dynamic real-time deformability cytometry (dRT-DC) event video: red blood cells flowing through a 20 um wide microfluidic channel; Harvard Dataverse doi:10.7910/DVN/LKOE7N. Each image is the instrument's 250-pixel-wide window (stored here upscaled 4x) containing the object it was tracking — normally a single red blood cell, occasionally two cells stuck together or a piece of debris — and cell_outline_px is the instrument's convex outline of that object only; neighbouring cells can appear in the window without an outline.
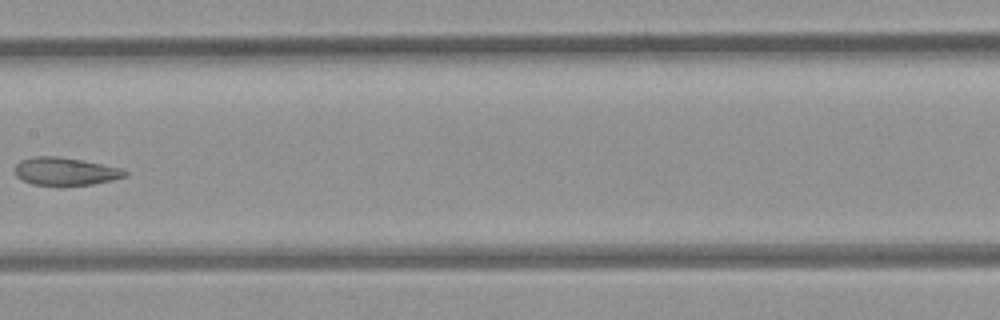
{"species": "common noctule bat (a hibernating species)", "species_latin": "Nyctalus noctula", "temperature_condition": "room temperature", "stored_images_in_passage": 7, "camera_frame_rate_fps": 3000, "um_per_image_px": 0.085, "animal": {"sex": "female", "body_mass_g": 21.9}, "frame": {"image": 1, "passage_image": 6, "time_ms": 6.0, "image_size_px": [1000, 320], "cell_outline_px": [[128, 176], [112, 180], [92, 184], [60, 188], [56, 188], [32, 184], [16, 176], [16, 164], [20, 160], [36, 156], [56, 156], [80, 160], [120, 168], [128, 172]], "centroid_in_image_um": [5.54, 14.61], "position_along_channel_um": 201.9, "area_um2": 18.26}}
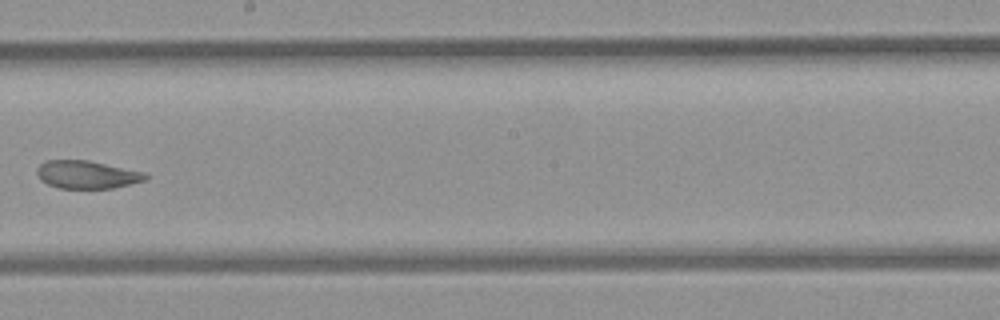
{"frame": {"image": 2, "passage_image": 7, "time_ms": 7.0, "image_size_px": [1000, 320], "cell_outline_px": [[148, 176], [144, 180], [112, 188], [60, 188], [48, 184], [40, 180], [36, 172], [36, 168], [40, 164], [48, 160], [88, 160], [144, 172]], "centroid_in_image_um": [7.34, 14.83], "position_along_channel_um": 240.9, "area_um2": 17.46}}